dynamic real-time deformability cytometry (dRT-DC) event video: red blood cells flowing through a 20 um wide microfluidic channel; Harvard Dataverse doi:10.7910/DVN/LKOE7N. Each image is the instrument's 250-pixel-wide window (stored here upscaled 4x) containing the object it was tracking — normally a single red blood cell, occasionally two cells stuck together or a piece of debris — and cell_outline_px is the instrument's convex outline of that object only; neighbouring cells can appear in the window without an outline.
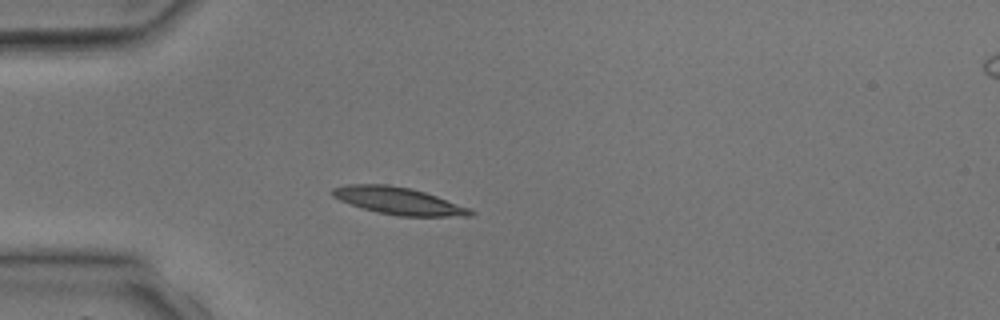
{"species": "common noctule bat (a hibernating species)", "species_latin": "Nyctalus noctula", "temperature_condition": "room temperature", "stored_images_in_passage": 3, "camera_frame_rate_fps": 3000, "um_per_image_px": 0.085, "animal": {"sex": "male", "body_mass_g": 17.9, "forearm_length_mm": 54.2}, "frame": {"image": 1, "passage_image": 3, "time_ms": 2.333, "image_size_px": [1000, 320], "cell_outline_px": [[476, 212], [472, 216], [400, 216], [376, 212], [340, 200], [332, 196], [332, 188], [348, 184], [388, 184], [408, 188], [424, 192], [436, 196], [468, 208]], "centroid_in_image_um": [33.86, 17.07], "position_along_channel_um": 51.1, "area_um2": 21.5}}